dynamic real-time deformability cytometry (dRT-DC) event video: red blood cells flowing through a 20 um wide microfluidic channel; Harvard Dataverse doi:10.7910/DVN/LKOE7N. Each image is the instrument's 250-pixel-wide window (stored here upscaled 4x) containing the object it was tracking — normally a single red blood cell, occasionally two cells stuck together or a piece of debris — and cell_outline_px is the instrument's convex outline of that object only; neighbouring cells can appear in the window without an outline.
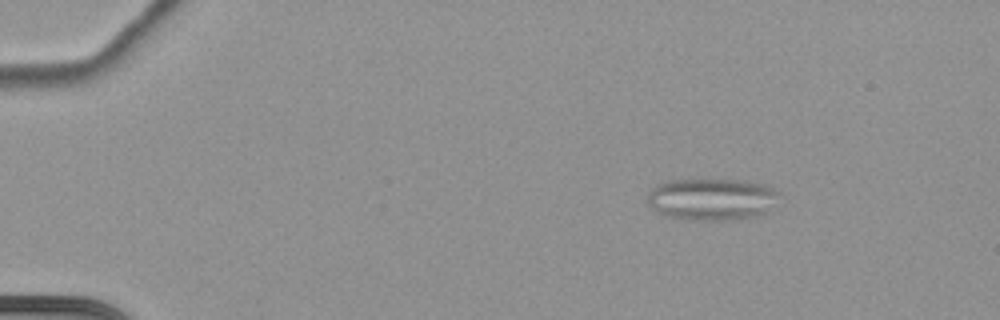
{"species": "common noctule bat (a hibernating species)", "species_latin": "Nyctalus noctula", "temperature_condition": "cold", "stored_images_in_passage": 65, "camera_frame_rate_fps": 3000, "um_per_image_px": 0.085, "animal": {"sex": "female", "body_mass_g": 22.7, "forearm_length_mm": 54.2}, "frame": {"image": 1, "passage_image": 12, "time_ms": 3.667, "image_size_px": [1000, 320], "cell_outline_px": [[780, 192], [764, 212], [760, 216], [740, 220], [692, 220], [668, 216], [656, 212], [648, 204], [648, 192], [656, 184], [672, 180], [744, 180], [764, 184]], "centroid_in_image_um": [60.46, 16.94], "position_along_channel_um": 24.5, "area_um2": 32.14}}
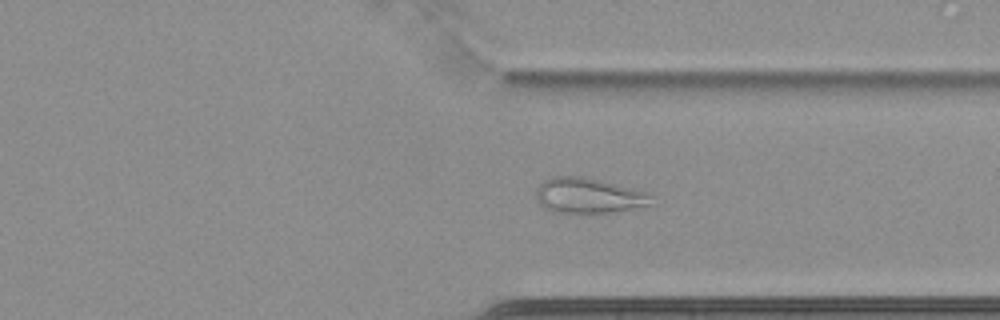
{"frame": {"image": 2, "passage_image": 51, "time_ms": 16.667, "image_size_px": [1000, 320], "cell_outline_px": [[656, 204], [616, 212], [552, 212], [544, 208], [536, 200], [536, 188], [544, 180], [552, 176], [584, 176], [604, 180], [652, 192]], "centroid_in_image_um": [50.12, 16.61], "position_along_channel_um": 361.3, "area_um2": 24.51}}
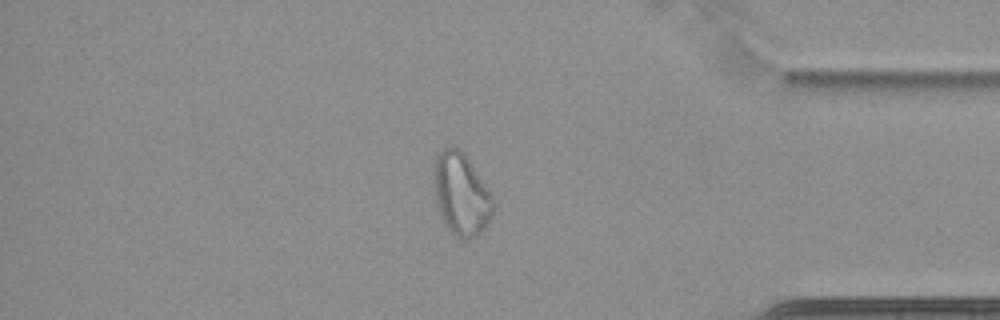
{"frame": {"image": 3, "passage_image": 56, "time_ms": 18.333, "image_size_px": [1000, 320], "cell_outline_px": [[492, 216], [484, 228], [476, 236], [464, 240], [460, 240], [444, 224], [440, 216], [436, 204], [432, 172], [432, 164], [436, 156], [444, 148], [460, 148], [492, 196]], "centroid_in_image_um": [39.14, 16.52], "position_along_channel_um": 396.1, "area_um2": 28.21}, "authors_computed_cell_mechanics": {"area_um2": 29.9404, "velocity_mm_per_s": 3.463, "shape_relaxation_time_tau1_ms": null, "shape_relaxation_time_tau2_ms": 2.3309, "deformation_change_tau1": null, "deformation_change_tau2": 0.1027}}